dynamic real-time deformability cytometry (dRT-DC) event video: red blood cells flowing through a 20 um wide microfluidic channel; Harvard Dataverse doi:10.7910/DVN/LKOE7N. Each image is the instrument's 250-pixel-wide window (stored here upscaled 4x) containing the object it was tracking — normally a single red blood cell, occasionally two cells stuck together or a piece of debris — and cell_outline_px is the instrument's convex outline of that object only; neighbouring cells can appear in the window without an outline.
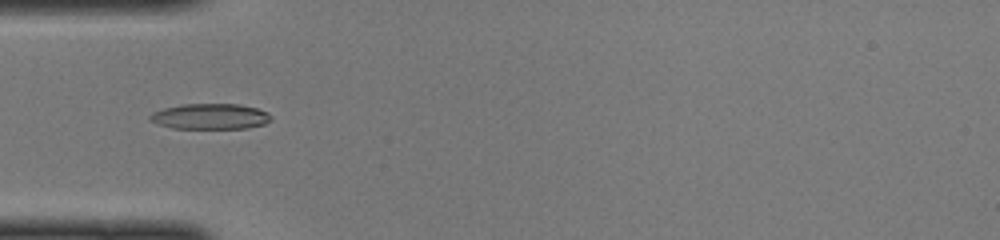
{"species": "common noctule bat (a hibernating species)", "species_latin": "Nyctalus noctula", "temperature_condition": "cold", "stored_images_in_passage": 47, "camera_frame_rate_fps": 3000, "um_per_image_px": 0.085, "animal": {"sex": "female", "body_mass_g": 22.0, "forearm_length_mm": 56.7}, "frame": {"image": 1, "passage_image": 15, "time_ms": 4.667, "image_size_px": [1000, 240], "cell_outline_px": [[272, 120], [264, 124], [248, 128], [172, 128], [148, 120], [148, 116], [152, 112], [164, 108], [180, 104], [236, 104], [256, 108], [268, 112], [272, 116]], "centroid_in_image_um": [17.87, 9.89], "position_along_channel_um": 67.1, "area_um2": 18.09}}
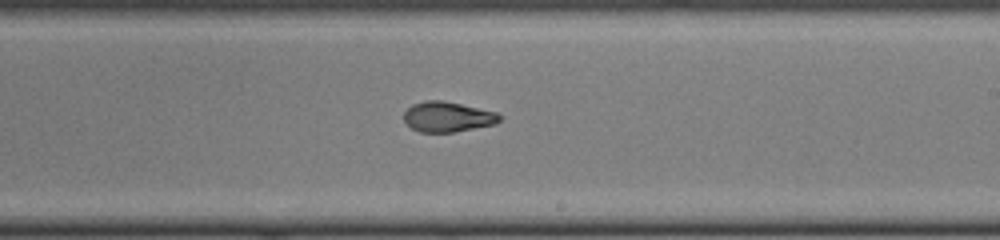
{"frame": {"image": 2, "passage_image": 28, "time_ms": 9.0, "image_size_px": [1000, 240], "cell_outline_px": [[500, 120], [496, 124], [452, 132], [420, 132], [412, 128], [404, 120], [404, 112], [412, 104], [424, 100], [444, 100], [496, 112], [500, 116]], "centroid_in_image_um": [38.03, 9.92], "position_along_channel_um": 251.0, "area_um2": 16.76}}
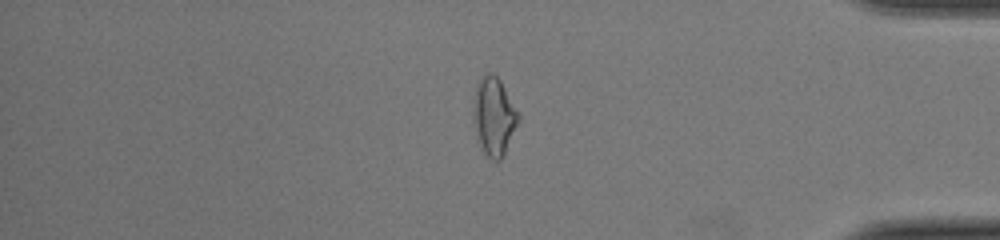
{"frame": {"image": 3, "passage_image": 40, "time_ms": 13.0, "image_size_px": [1000, 240], "cell_outline_px": [[520, 120], [500, 160], [492, 160], [484, 152], [480, 144], [472, 120], [472, 116], [476, 84], [480, 76], [488, 72], [492, 72], [500, 80], [520, 116]], "centroid_in_image_um": [41.96, 9.85], "position_along_channel_um": 393.2, "area_um2": 20.29}}